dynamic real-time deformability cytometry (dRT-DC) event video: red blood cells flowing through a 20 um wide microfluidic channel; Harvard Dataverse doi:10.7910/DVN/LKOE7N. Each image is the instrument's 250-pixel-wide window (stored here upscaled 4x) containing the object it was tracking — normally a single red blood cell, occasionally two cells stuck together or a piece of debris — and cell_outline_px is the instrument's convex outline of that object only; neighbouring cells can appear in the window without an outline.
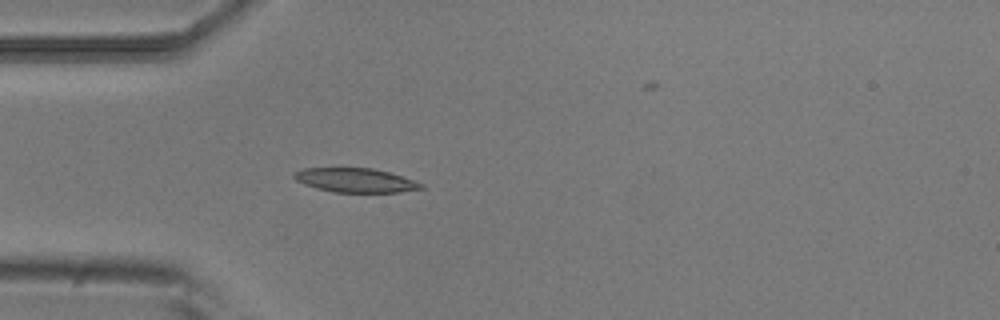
{"species": "common noctule bat (a hibernating species)", "species_latin": "Nyctalus noctula", "temperature_condition": "room temperature", "stored_images_in_passage": 5, "camera_frame_rate_fps": 3000, "um_per_image_px": 0.085, "animal": {"sex": "male", "body_mass_g": 20.5, "forearm_length_mm": 52.5}, "frame": {"image": 1, "passage_image": 4, "time_ms": 1.0, "image_size_px": [1000, 320], "cell_outline_px": [[424, 188], [400, 192], [332, 192], [316, 188], [304, 184], [296, 180], [292, 176], [292, 172], [304, 168], [372, 168], [388, 172], [424, 184]], "centroid_in_image_um": [30.16, 15.32], "position_along_channel_um": 54.8, "area_um2": 17.8}}